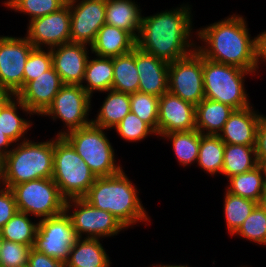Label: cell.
Wrapping results in <instances>:
<instances>
[{
	"mask_svg": "<svg viewBox=\"0 0 266 267\" xmlns=\"http://www.w3.org/2000/svg\"><path fill=\"white\" fill-rule=\"evenodd\" d=\"M19 108L30 117L33 115L16 95H4L0 100V130L15 144L27 139L24 135L33 124L30 120L18 115Z\"/></svg>",
	"mask_w": 266,
	"mask_h": 267,
	"instance_id": "obj_21",
	"label": "cell"
},
{
	"mask_svg": "<svg viewBox=\"0 0 266 267\" xmlns=\"http://www.w3.org/2000/svg\"><path fill=\"white\" fill-rule=\"evenodd\" d=\"M148 267H149V266H148ZM151 267H190V266H188L187 264H185V265H176V264H175V265H173V264H172V265H171V264H170V265H168V264H166V265H162V264H160V265H159V264L155 265V264H154V265H152ZM191 267H192V266H191Z\"/></svg>",
	"mask_w": 266,
	"mask_h": 267,
	"instance_id": "obj_46",
	"label": "cell"
},
{
	"mask_svg": "<svg viewBox=\"0 0 266 267\" xmlns=\"http://www.w3.org/2000/svg\"><path fill=\"white\" fill-rule=\"evenodd\" d=\"M139 92L160 97L168 91L169 63L135 47Z\"/></svg>",
	"mask_w": 266,
	"mask_h": 267,
	"instance_id": "obj_19",
	"label": "cell"
},
{
	"mask_svg": "<svg viewBox=\"0 0 266 267\" xmlns=\"http://www.w3.org/2000/svg\"><path fill=\"white\" fill-rule=\"evenodd\" d=\"M195 34L197 40L202 41L201 46H196V50L204 58L237 66L256 75L255 38L251 37L246 19L242 15L228 16L224 20L199 28Z\"/></svg>",
	"mask_w": 266,
	"mask_h": 267,
	"instance_id": "obj_2",
	"label": "cell"
},
{
	"mask_svg": "<svg viewBox=\"0 0 266 267\" xmlns=\"http://www.w3.org/2000/svg\"><path fill=\"white\" fill-rule=\"evenodd\" d=\"M33 248L49 257L66 262L77 235L69 216L63 213L38 220Z\"/></svg>",
	"mask_w": 266,
	"mask_h": 267,
	"instance_id": "obj_13",
	"label": "cell"
},
{
	"mask_svg": "<svg viewBox=\"0 0 266 267\" xmlns=\"http://www.w3.org/2000/svg\"><path fill=\"white\" fill-rule=\"evenodd\" d=\"M90 58L86 63L85 76L81 86L92 97L94 92L103 93L112 89L113 58L99 56Z\"/></svg>",
	"mask_w": 266,
	"mask_h": 267,
	"instance_id": "obj_28",
	"label": "cell"
},
{
	"mask_svg": "<svg viewBox=\"0 0 266 267\" xmlns=\"http://www.w3.org/2000/svg\"><path fill=\"white\" fill-rule=\"evenodd\" d=\"M136 47V39L127 31L104 24L90 45V53L99 57L113 58L126 54Z\"/></svg>",
	"mask_w": 266,
	"mask_h": 267,
	"instance_id": "obj_22",
	"label": "cell"
},
{
	"mask_svg": "<svg viewBox=\"0 0 266 267\" xmlns=\"http://www.w3.org/2000/svg\"><path fill=\"white\" fill-rule=\"evenodd\" d=\"M224 193L223 212L227 230L232 236L259 203L227 191Z\"/></svg>",
	"mask_w": 266,
	"mask_h": 267,
	"instance_id": "obj_34",
	"label": "cell"
},
{
	"mask_svg": "<svg viewBox=\"0 0 266 267\" xmlns=\"http://www.w3.org/2000/svg\"><path fill=\"white\" fill-rule=\"evenodd\" d=\"M161 139L170 140L174 154L181 166H190L197 163L200 145V132L191 131L171 132L161 135Z\"/></svg>",
	"mask_w": 266,
	"mask_h": 267,
	"instance_id": "obj_32",
	"label": "cell"
},
{
	"mask_svg": "<svg viewBox=\"0 0 266 267\" xmlns=\"http://www.w3.org/2000/svg\"><path fill=\"white\" fill-rule=\"evenodd\" d=\"M233 111L226 104L204 98L195 106L196 130L205 135H219Z\"/></svg>",
	"mask_w": 266,
	"mask_h": 267,
	"instance_id": "obj_25",
	"label": "cell"
},
{
	"mask_svg": "<svg viewBox=\"0 0 266 267\" xmlns=\"http://www.w3.org/2000/svg\"><path fill=\"white\" fill-rule=\"evenodd\" d=\"M104 130L91 123L63 135L96 177L111 176L123 169L115 160V149Z\"/></svg>",
	"mask_w": 266,
	"mask_h": 267,
	"instance_id": "obj_7",
	"label": "cell"
},
{
	"mask_svg": "<svg viewBox=\"0 0 266 267\" xmlns=\"http://www.w3.org/2000/svg\"><path fill=\"white\" fill-rule=\"evenodd\" d=\"M88 46L87 44L69 42L51 48L52 66L59 74L63 84H82L89 58Z\"/></svg>",
	"mask_w": 266,
	"mask_h": 267,
	"instance_id": "obj_18",
	"label": "cell"
},
{
	"mask_svg": "<svg viewBox=\"0 0 266 267\" xmlns=\"http://www.w3.org/2000/svg\"><path fill=\"white\" fill-rule=\"evenodd\" d=\"M114 128L120 138L126 140V142H138L152 134L158 136L149 124L132 112L128 113Z\"/></svg>",
	"mask_w": 266,
	"mask_h": 267,
	"instance_id": "obj_38",
	"label": "cell"
},
{
	"mask_svg": "<svg viewBox=\"0 0 266 267\" xmlns=\"http://www.w3.org/2000/svg\"><path fill=\"white\" fill-rule=\"evenodd\" d=\"M4 6L15 12L27 14L29 22L33 19L51 14L62 8L67 0H7Z\"/></svg>",
	"mask_w": 266,
	"mask_h": 267,
	"instance_id": "obj_36",
	"label": "cell"
},
{
	"mask_svg": "<svg viewBox=\"0 0 266 267\" xmlns=\"http://www.w3.org/2000/svg\"><path fill=\"white\" fill-rule=\"evenodd\" d=\"M17 212V204L11 189L0 187V230Z\"/></svg>",
	"mask_w": 266,
	"mask_h": 267,
	"instance_id": "obj_41",
	"label": "cell"
},
{
	"mask_svg": "<svg viewBox=\"0 0 266 267\" xmlns=\"http://www.w3.org/2000/svg\"><path fill=\"white\" fill-rule=\"evenodd\" d=\"M226 191L262 203L266 187V177L263 167L259 164L253 170L232 176Z\"/></svg>",
	"mask_w": 266,
	"mask_h": 267,
	"instance_id": "obj_26",
	"label": "cell"
},
{
	"mask_svg": "<svg viewBox=\"0 0 266 267\" xmlns=\"http://www.w3.org/2000/svg\"><path fill=\"white\" fill-rule=\"evenodd\" d=\"M253 74L237 66L217 63L203 57L205 98L226 104L234 110L251 106L244 82L245 76Z\"/></svg>",
	"mask_w": 266,
	"mask_h": 267,
	"instance_id": "obj_5",
	"label": "cell"
},
{
	"mask_svg": "<svg viewBox=\"0 0 266 267\" xmlns=\"http://www.w3.org/2000/svg\"><path fill=\"white\" fill-rule=\"evenodd\" d=\"M32 247L4 240L0 249V267H27Z\"/></svg>",
	"mask_w": 266,
	"mask_h": 267,
	"instance_id": "obj_40",
	"label": "cell"
},
{
	"mask_svg": "<svg viewBox=\"0 0 266 267\" xmlns=\"http://www.w3.org/2000/svg\"><path fill=\"white\" fill-rule=\"evenodd\" d=\"M168 91L194 106L205 98L203 56L197 50L169 63Z\"/></svg>",
	"mask_w": 266,
	"mask_h": 267,
	"instance_id": "obj_11",
	"label": "cell"
},
{
	"mask_svg": "<svg viewBox=\"0 0 266 267\" xmlns=\"http://www.w3.org/2000/svg\"><path fill=\"white\" fill-rule=\"evenodd\" d=\"M64 211L71 220L77 238L113 237L126 229L111 213L94 208L83 198L67 199Z\"/></svg>",
	"mask_w": 266,
	"mask_h": 267,
	"instance_id": "obj_9",
	"label": "cell"
},
{
	"mask_svg": "<svg viewBox=\"0 0 266 267\" xmlns=\"http://www.w3.org/2000/svg\"><path fill=\"white\" fill-rule=\"evenodd\" d=\"M19 212L41 219L59 215L66 199L52 178L30 180L11 188Z\"/></svg>",
	"mask_w": 266,
	"mask_h": 267,
	"instance_id": "obj_8",
	"label": "cell"
},
{
	"mask_svg": "<svg viewBox=\"0 0 266 267\" xmlns=\"http://www.w3.org/2000/svg\"><path fill=\"white\" fill-rule=\"evenodd\" d=\"M262 204L266 207V187H265V191H264V197H263Z\"/></svg>",
	"mask_w": 266,
	"mask_h": 267,
	"instance_id": "obj_49",
	"label": "cell"
},
{
	"mask_svg": "<svg viewBox=\"0 0 266 267\" xmlns=\"http://www.w3.org/2000/svg\"><path fill=\"white\" fill-rule=\"evenodd\" d=\"M35 47L26 36H0V91L16 95L23 87L26 61Z\"/></svg>",
	"mask_w": 266,
	"mask_h": 267,
	"instance_id": "obj_12",
	"label": "cell"
},
{
	"mask_svg": "<svg viewBox=\"0 0 266 267\" xmlns=\"http://www.w3.org/2000/svg\"><path fill=\"white\" fill-rule=\"evenodd\" d=\"M27 267H65V263L45 255L34 249H30Z\"/></svg>",
	"mask_w": 266,
	"mask_h": 267,
	"instance_id": "obj_42",
	"label": "cell"
},
{
	"mask_svg": "<svg viewBox=\"0 0 266 267\" xmlns=\"http://www.w3.org/2000/svg\"><path fill=\"white\" fill-rule=\"evenodd\" d=\"M258 165L256 146L225 144L221 174L227 179L251 171Z\"/></svg>",
	"mask_w": 266,
	"mask_h": 267,
	"instance_id": "obj_29",
	"label": "cell"
},
{
	"mask_svg": "<svg viewBox=\"0 0 266 267\" xmlns=\"http://www.w3.org/2000/svg\"><path fill=\"white\" fill-rule=\"evenodd\" d=\"M261 113L254 110L253 106L234 110L219 137L225 144H240L256 146L257 128L261 119Z\"/></svg>",
	"mask_w": 266,
	"mask_h": 267,
	"instance_id": "obj_20",
	"label": "cell"
},
{
	"mask_svg": "<svg viewBox=\"0 0 266 267\" xmlns=\"http://www.w3.org/2000/svg\"><path fill=\"white\" fill-rule=\"evenodd\" d=\"M190 6L182 4L179 8L142 16L136 46L168 63L193 53L197 43L191 40L194 32Z\"/></svg>",
	"mask_w": 266,
	"mask_h": 267,
	"instance_id": "obj_1",
	"label": "cell"
},
{
	"mask_svg": "<svg viewBox=\"0 0 266 267\" xmlns=\"http://www.w3.org/2000/svg\"><path fill=\"white\" fill-rule=\"evenodd\" d=\"M70 22L66 3L56 12L31 20L25 36L35 48L51 49L70 42Z\"/></svg>",
	"mask_w": 266,
	"mask_h": 267,
	"instance_id": "obj_14",
	"label": "cell"
},
{
	"mask_svg": "<svg viewBox=\"0 0 266 267\" xmlns=\"http://www.w3.org/2000/svg\"><path fill=\"white\" fill-rule=\"evenodd\" d=\"M195 126V106L167 91L159 97L157 135L191 131Z\"/></svg>",
	"mask_w": 266,
	"mask_h": 267,
	"instance_id": "obj_16",
	"label": "cell"
},
{
	"mask_svg": "<svg viewBox=\"0 0 266 267\" xmlns=\"http://www.w3.org/2000/svg\"><path fill=\"white\" fill-rule=\"evenodd\" d=\"M234 235L265 246L266 207L262 203L258 204L232 236Z\"/></svg>",
	"mask_w": 266,
	"mask_h": 267,
	"instance_id": "obj_35",
	"label": "cell"
},
{
	"mask_svg": "<svg viewBox=\"0 0 266 267\" xmlns=\"http://www.w3.org/2000/svg\"><path fill=\"white\" fill-rule=\"evenodd\" d=\"M3 241H4V237H3V235H2V231L0 230V249H1V247H2V243H3Z\"/></svg>",
	"mask_w": 266,
	"mask_h": 267,
	"instance_id": "obj_48",
	"label": "cell"
},
{
	"mask_svg": "<svg viewBox=\"0 0 266 267\" xmlns=\"http://www.w3.org/2000/svg\"><path fill=\"white\" fill-rule=\"evenodd\" d=\"M91 98L81 85L64 84L41 116L51 117L53 121L60 119L66 129H61L57 136H63L71 130L92 123L88 116L91 111Z\"/></svg>",
	"mask_w": 266,
	"mask_h": 267,
	"instance_id": "obj_10",
	"label": "cell"
},
{
	"mask_svg": "<svg viewBox=\"0 0 266 267\" xmlns=\"http://www.w3.org/2000/svg\"><path fill=\"white\" fill-rule=\"evenodd\" d=\"M3 186L2 183V158H0V187Z\"/></svg>",
	"mask_w": 266,
	"mask_h": 267,
	"instance_id": "obj_47",
	"label": "cell"
},
{
	"mask_svg": "<svg viewBox=\"0 0 266 267\" xmlns=\"http://www.w3.org/2000/svg\"><path fill=\"white\" fill-rule=\"evenodd\" d=\"M139 89V74L135 64V48L123 55L113 57L112 90L133 94Z\"/></svg>",
	"mask_w": 266,
	"mask_h": 267,
	"instance_id": "obj_30",
	"label": "cell"
},
{
	"mask_svg": "<svg viewBox=\"0 0 266 267\" xmlns=\"http://www.w3.org/2000/svg\"><path fill=\"white\" fill-rule=\"evenodd\" d=\"M142 10L135 0H106L105 24L121 28L138 38Z\"/></svg>",
	"mask_w": 266,
	"mask_h": 267,
	"instance_id": "obj_23",
	"label": "cell"
},
{
	"mask_svg": "<svg viewBox=\"0 0 266 267\" xmlns=\"http://www.w3.org/2000/svg\"><path fill=\"white\" fill-rule=\"evenodd\" d=\"M255 38V60L257 73L259 71V63H266V30L259 33Z\"/></svg>",
	"mask_w": 266,
	"mask_h": 267,
	"instance_id": "obj_44",
	"label": "cell"
},
{
	"mask_svg": "<svg viewBox=\"0 0 266 267\" xmlns=\"http://www.w3.org/2000/svg\"><path fill=\"white\" fill-rule=\"evenodd\" d=\"M96 178L72 145L63 136L56 135L52 179L61 195L66 200L83 198Z\"/></svg>",
	"mask_w": 266,
	"mask_h": 267,
	"instance_id": "obj_6",
	"label": "cell"
},
{
	"mask_svg": "<svg viewBox=\"0 0 266 267\" xmlns=\"http://www.w3.org/2000/svg\"><path fill=\"white\" fill-rule=\"evenodd\" d=\"M225 143L218 135L200 133V145L197 165L204 172L214 176L222 173Z\"/></svg>",
	"mask_w": 266,
	"mask_h": 267,
	"instance_id": "obj_31",
	"label": "cell"
},
{
	"mask_svg": "<svg viewBox=\"0 0 266 267\" xmlns=\"http://www.w3.org/2000/svg\"><path fill=\"white\" fill-rule=\"evenodd\" d=\"M63 82L52 66L36 79L27 82L16 94L33 115H42L52 104Z\"/></svg>",
	"mask_w": 266,
	"mask_h": 267,
	"instance_id": "obj_17",
	"label": "cell"
},
{
	"mask_svg": "<svg viewBox=\"0 0 266 267\" xmlns=\"http://www.w3.org/2000/svg\"><path fill=\"white\" fill-rule=\"evenodd\" d=\"M256 157L261 165L266 160V115H261L257 128Z\"/></svg>",
	"mask_w": 266,
	"mask_h": 267,
	"instance_id": "obj_43",
	"label": "cell"
},
{
	"mask_svg": "<svg viewBox=\"0 0 266 267\" xmlns=\"http://www.w3.org/2000/svg\"><path fill=\"white\" fill-rule=\"evenodd\" d=\"M70 8V42L90 45L105 24L106 0H67Z\"/></svg>",
	"mask_w": 266,
	"mask_h": 267,
	"instance_id": "obj_15",
	"label": "cell"
},
{
	"mask_svg": "<svg viewBox=\"0 0 266 267\" xmlns=\"http://www.w3.org/2000/svg\"><path fill=\"white\" fill-rule=\"evenodd\" d=\"M15 143L0 130V158H4ZM9 147H11L9 149Z\"/></svg>",
	"mask_w": 266,
	"mask_h": 267,
	"instance_id": "obj_45",
	"label": "cell"
},
{
	"mask_svg": "<svg viewBox=\"0 0 266 267\" xmlns=\"http://www.w3.org/2000/svg\"><path fill=\"white\" fill-rule=\"evenodd\" d=\"M3 96L4 94L0 91V100L2 99Z\"/></svg>",
	"mask_w": 266,
	"mask_h": 267,
	"instance_id": "obj_51",
	"label": "cell"
},
{
	"mask_svg": "<svg viewBox=\"0 0 266 267\" xmlns=\"http://www.w3.org/2000/svg\"><path fill=\"white\" fill-rule=\"evenodd\" d=\"M99 238H77L65 267H110L111 261Z\"/></svg>",
	"mask_w": 266,
	"mask_h": 267,
	"instance_id": "obj_24",
	"label": "cell"
},
{
	"mask_svg": "<svg viewBox=\"0 0 266 267\" xmlns=\"http://www.w3.org/2000/svg\"><path fill=\"white\" fill-rule=\"evenodd\" d=\"M46 50V51H45ZM52 67L51 49L34 48L26 61L23 86Z\"/></svg>",
	"mask_w": 266,
	"mask_h": 267,
	"instance_id": "obj_39",
	"label": "cell"
},
{
	"mask_svg": "<svg viewBox=\"0 0 266 267\" xmlns=\"http://www.w3.org/2000/svg\"><path fill=\"white\" fill-rule=\"evenodd\" d=\"M159 97L142 92L130 94V109L133 114L149 124L157 133Z\"/></svg>",
	"mask_w": 266,
	"mask_h": 267,
	"instance_id": "obj_37",
	"label": "cell"
},
{
	"mask_svg": "<svg viewBox=\"0 0 266 267\" xmlns=\"http://www.w3.org/2000/svg\"><path fill=\"white\" fill-rule=\"evenodd\" d=\"M15 145L2 159L4 187L11 188L30 180L52 178L54 137L44 142L26 139Z\"/></svg>",
	"mask_w": 266,
	"mask_h": 267,
	"instance_id": "obj_4",
	"label": "cell"
},
{
	"mask_svg": "<svg viewBox=\"0 0 266 267\" xmlns=\"http://www.w3.org/2000/svg\"><path fill=\"white\" fill-rule=\"evenodd\" d=\"M261 166L263 167L264 174H265V177H266V160L261 164Z\"/></svg>",
	"mask_w": 266,
	"mask_h": 267,
	"instance_id": "obj_50",
	"label": "cell"
},
{
	"mask_svg": "<svg viewBox=\"0 0 266 267\" xmlns=\"http://www.w3.org/2000/svg\"><path fill=\"white\" fill-rule=\"evenodd\" d=\"M108 92V93H107ZM96 119L92 118V123L104 129H114L121 120L131 112L130 94L108 90ZM94 119V120H93Z\"/></svg>",
	"mask_w": 266,
	"mask_h": 267,
	"instance_id": "obj_27",
	"label": "cell"
},
{
	"mask_svg": "<svg viewBox=\"0 0 266 267\" xmlns=\"http://www.w3.org/2000/svg\"><path fill=\"white\" fill-rule=\"evenodd\" d=\"M30 215L17 212L2 228L4 240L30 247L34 246L38 222H32Z\"/></svg>",
	"mask_w": 266,
	"mask_h": 267,
	"instance_id": "obj_33",
	"label": "cell"
},
{
	"mask_svg": "<svg viewBox=\"0 0 266 267\" xmlns=\"http://www.w3.org/2000/svg\"><path fill=\"white\" fill-rule=\"evenodd\" d=\"M138 195L137 186L122 169L111 176L97 177L83 199L94 208L111 213L127 230L138 222H150Z\"/></svg>",
	"mask_w": 266,
	"mask_h": 267,
	"instance_id": "obj_3",
	"label": "cell"
}]
</instances>
